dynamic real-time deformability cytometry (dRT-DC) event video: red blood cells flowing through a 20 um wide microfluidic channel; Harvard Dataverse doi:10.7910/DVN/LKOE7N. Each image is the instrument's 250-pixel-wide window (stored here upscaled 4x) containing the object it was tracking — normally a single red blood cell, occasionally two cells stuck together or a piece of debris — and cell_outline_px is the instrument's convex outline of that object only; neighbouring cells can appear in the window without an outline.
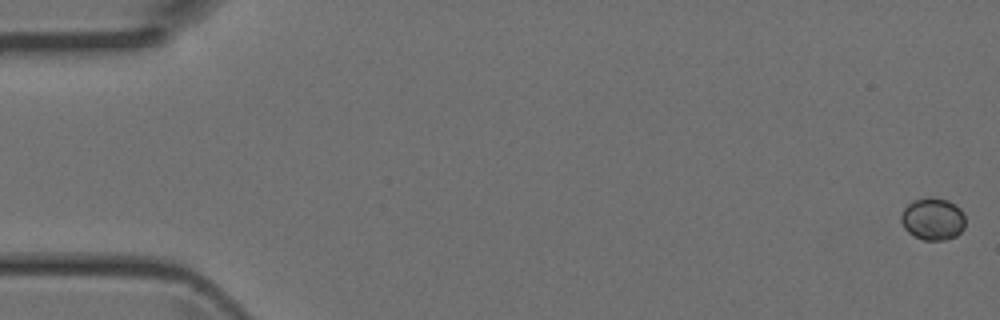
{"species": "Egyptian fruit bat (a non-hibernating species)", "species_latin": "Rousettus aegyptiacus", "temperature_condition": "room temperature", "stored_images_in_passage": 6, "camera_frame_rate_fps": 3000, "um_per_image_px": 0.085, "animal": {"sex": "female"}, "frame": {"image": 1, "passage_image": 1, "time_ms": 0.0, "image_size_px": [1000, 320], "cell_outline_px": [[964, 228], [956, 236], [944, 240], [924, 240], [908, 232], [904, 228], [900, 220], [900, 216], [904, 208], [908, 204], [916, 200], [928, 196], [948, 200], [956, 204], [964, 212]], "centroid_in_image_um": [79.3, 18.6], "position_along_channel_um": 5.7, "area_um2": 15.9}}
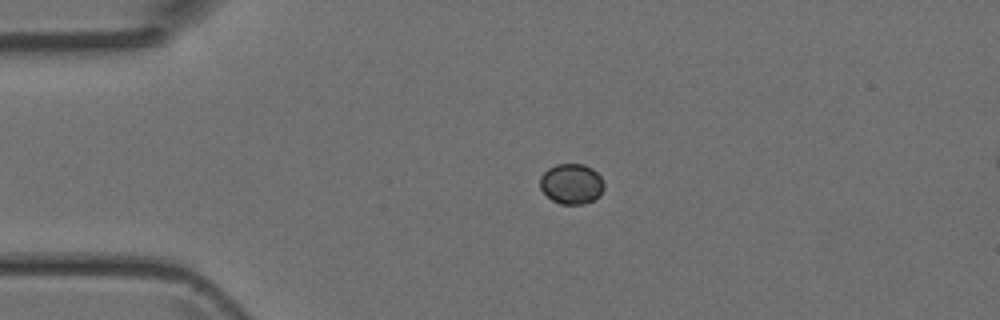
{"frame": {"image": 2, "passage_image": 4, "time_ms": 1.0, "image_size_px": [1000, 320], "cell_outline_px": [[604, 188], [600, 196], [584, 204], [560, 204], [552, 200], [540, 188], [540, 176], [548, 168], [556, 164], [584, 164], [592, 168], [600, 176], [604, 184]], "centroid_in_image_um": [48.58, 15.62], "position_along_channel_um": 36.4, "area_um2": 15.09}}